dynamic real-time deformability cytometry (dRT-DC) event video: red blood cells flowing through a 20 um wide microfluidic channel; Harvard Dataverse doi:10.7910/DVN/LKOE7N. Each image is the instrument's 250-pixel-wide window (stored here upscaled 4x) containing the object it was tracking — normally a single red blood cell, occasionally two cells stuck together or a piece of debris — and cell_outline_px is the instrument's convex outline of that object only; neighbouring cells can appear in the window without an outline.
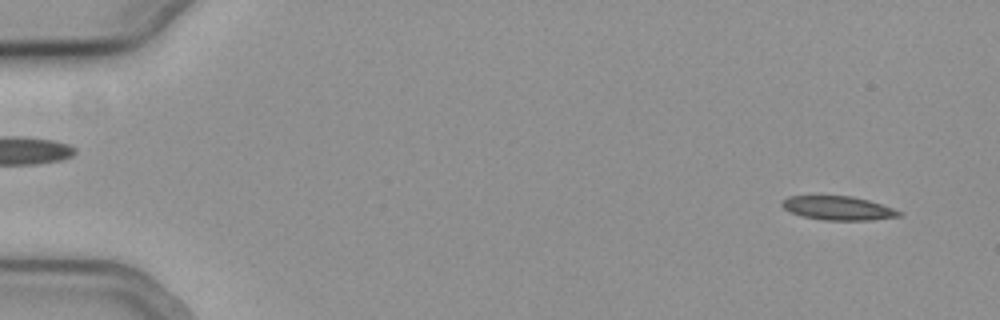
{"species": "common noctule bat (a hibernating species)", "species_latin": "Nyctalus noctula", "temperature_condition": "cold", "stored_images_in_passage": 56, "camera_frame_rate_fps": 3000, "um_per_image_px": 0.085, "animal": {"sex": "female", "body_mass_g": 19.3, "forearm_length_mm": 54.1}, "frame": {"image": 1, "passage_image": 4, "time_ms": 1.0, "image_size_px": [1000, 320], "cell_outline_px": [[904, 216], [872, 220], [824, 220], [804, 216], [792, 212], [784, 208], [780, 204], [780, 200], [788, 196], [852, 196], [868, 200], [904, 212]], "centroid_in_image_um": [71.27, 17.69], "position_along_channel_um": 13.7, "area_um2": 16.3}}
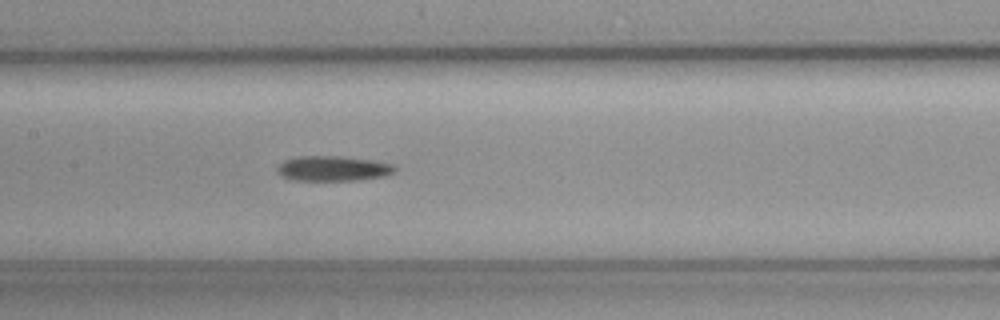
{"frame": {"image": 2, "passage_image": 28, "time_ms": 9.0, "image_size_px": [1000, 320], "cell_outline_px": [[396, 172], [384, 176], [356, 180], [292, 180], [280, 176], [276, 172], [276, 168], [284, 160], [296, 156], [340, 156], [372, 160], [392, 164], [396, 168]], "centroid_in_image_um": [28.27, 14.32], "position_along_channel_um": 179.1, "area_um2": 17.28}}
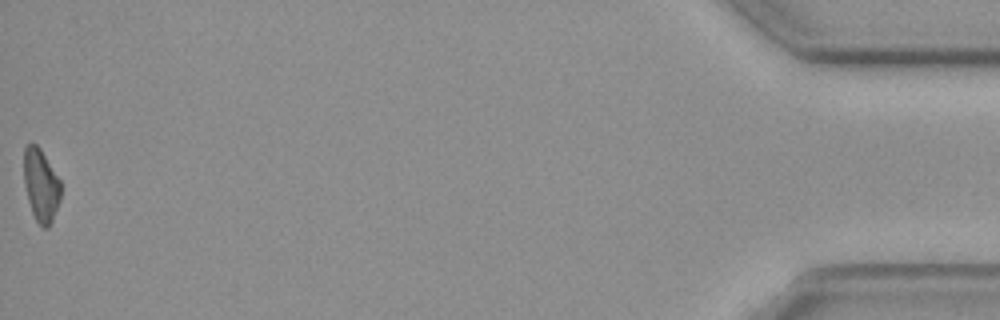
{"frame": {"image": 3, "passage_image": 56, "time_ms": 18.333, "image_size_px": [1000, 320], "cell_outline_px": [[60, 200], [52, 220], [48, 228], [44, 228], [36, 220], [32, 212], [28, 200], [24, 184], [24, 148], [28, 144], [36, 144], [40, 148], [60, 180]], "centroid_in_image_um": [3.47, 15.74], "position_along_channel_um": 431.7, "area_um2": 15.43}, "authors_computed_cell_mechanics": {"area_um2": 16.8776, "velocity_mm_per_s": 3.7766, "shape_relaxation_time_tau1_ms": 3.0867, "shape_relaxation_time_tau2_ms": null, "deformation_change_tau1": 0.1299, "deformation_change_tau2": null}}